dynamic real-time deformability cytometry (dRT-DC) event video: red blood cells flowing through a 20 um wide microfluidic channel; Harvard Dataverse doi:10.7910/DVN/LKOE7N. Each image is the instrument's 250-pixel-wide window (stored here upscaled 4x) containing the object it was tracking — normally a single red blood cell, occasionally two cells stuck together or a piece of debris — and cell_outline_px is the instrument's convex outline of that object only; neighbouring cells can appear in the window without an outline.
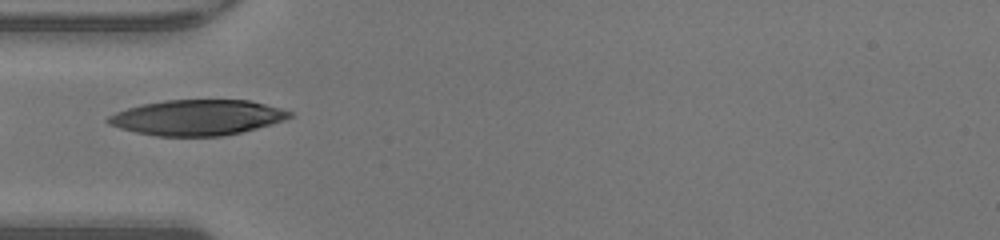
{"species": "human", "species_latin": "Homo sapiens", "temperature_condition": "warm", "stored_images_in_passage": 20, "camera_frame_rate_fps": 3000, "um_per_image_px": 0.085, "donor": {"sex": "male"}, "frame": {"image": 1, "passage_image": 1, "time_ms": 0.0, "image_size_px": [1000, 240], "cell_outline_px": [[292, 116], [284, 120], [272, 124], [224, 136], [156, 136], [136, 132], [120, 128], [108, 124], [104, 120], [108, 116], [116, 112], [140, 104], [164, 100], [248, 100], [280, 108], [292, 112]], "centroid_in_image_um": [16.73, 9.99], "position_along_channel_um": 68.3, "area_um2": 37.45}}
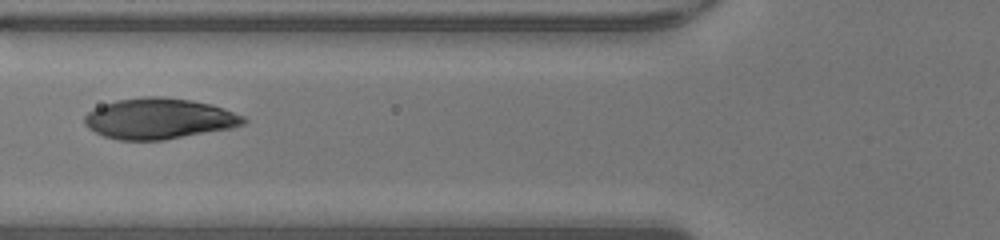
{"frame": {"image": 2, "passage_image": 4, "time_ms": 1.0, "image_size_px": [1000, 240], "cell_outline_px": [[248, 120], [244, 124], [232, 128], [164, 140], [120, 140], [104, 136], [88, 128], [84, 124], [84, 116], [88, 112], [104, 104], [116, 100], [144, 96], [160, 96], [192, 100], [208, 104], [244, 116]], "centroid_in_image_um": [13.5, 10.09], "position_along_channel_um": 112.3, "area_um2": 37.63}}